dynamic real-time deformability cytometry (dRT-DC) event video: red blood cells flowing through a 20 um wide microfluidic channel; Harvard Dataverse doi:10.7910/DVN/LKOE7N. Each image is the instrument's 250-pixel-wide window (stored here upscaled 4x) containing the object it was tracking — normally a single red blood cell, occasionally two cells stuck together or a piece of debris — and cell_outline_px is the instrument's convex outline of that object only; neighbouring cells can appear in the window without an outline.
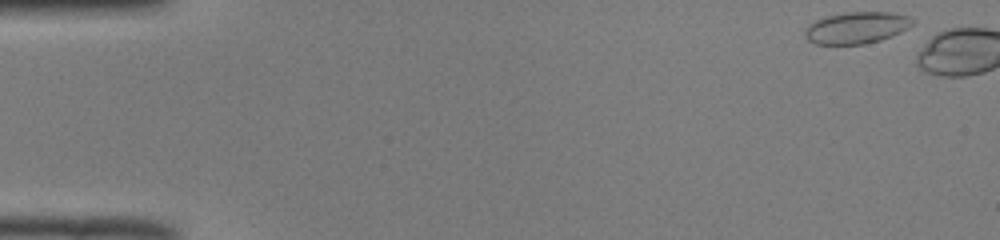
{"species": "common noctule bat (a hibernating species)", "species_latin": "Nyctalus noctula", "temperature_condition": "room temperature", "stored_images_in_passage": 3, "camera_frame_rate_fps": 3000, "um_per_image_px": 0.085, "animal": {"sex": "male", "body_mass_g": 19.0, "forearm_length_mm": 50.8}, "frame": {"image": 1, "passage_image": 1, "time_ms": 0.0, "image_size_px": [1000, 240], "cell_outline_px": [[916, 20], [908, 28], [892, 36], [880, 40], [864, 44], [816, 44], [808, 40], [804, 36], [804, 32], [808, 24], [824, 16], [848, 12], [888, 12], [908, 16]], "centroid_in_image_um": [72.79, 2.35], "position_along_channel_um": 12.2, "area_um2": 19.94}}